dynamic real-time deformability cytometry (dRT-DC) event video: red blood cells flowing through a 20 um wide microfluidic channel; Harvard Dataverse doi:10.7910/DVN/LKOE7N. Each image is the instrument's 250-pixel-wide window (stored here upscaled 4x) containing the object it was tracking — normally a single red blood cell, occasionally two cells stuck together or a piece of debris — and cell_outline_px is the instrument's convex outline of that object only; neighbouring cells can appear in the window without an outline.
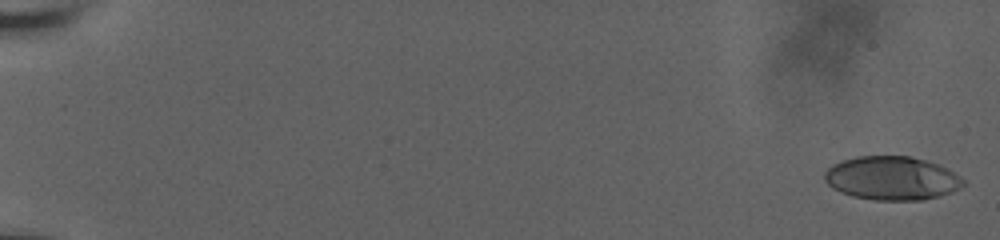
{"species": "human", "species_latin": "Homo sapiens", "temperature_condition": "room temperature", "stored_images_in_passage": 60, "camera_frame_rate_fps": 3000, "um_per_image_px": 0.085, "donor": {"sex": "male"}, "frame": {"image": 1, "passage_image": 2, "time_ms": 0.333, "image_size_px": [1000, 240], "cell_outline_px": [[964, 184], [952, 192], [920, 200], [876, 200], [852, 196], [840, 192], [832, 188], [824, 180], [824, 172], [832, 164], [856, 156], [912, 156], [940, 164], [948, 168], [964, 180]], "centroid_in_image_um": [75.79, 15.14], "position_along_channel_um": 9.2, "area_um2": 35.32}}
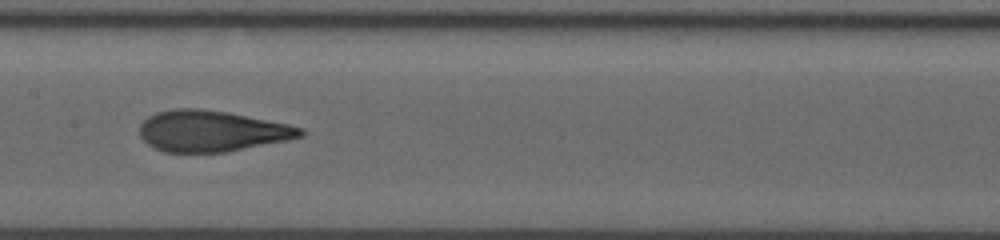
{"frame": {"image": 2, "passage_image": 34, "time_ms": 11.0, "image_size_px": [1000, 240], "cell_outline_px": [[304, 136], [288, 140], [224, 152], [164, 152], [152, 148], [140, 136], [140, 124], [148, 116], [156, 112], [172, 108], [200, 108], [228, 112], [288, 124], [304, 128]], "centroid_in_image_um": [17.97, 11.13], "position_along_channel_um": 189.4, "area_um2": 38.61}}
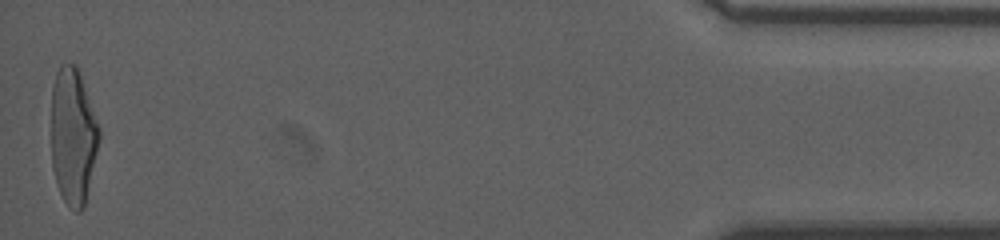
{"frame": {"image": 3, "passage_image": 60, "time_ms": 19.667, "image_size_px": [1000, 240], "cell_outline_px": [[100, 140], [84, 208], [80, 212], [76, 212], [68, 208], [56, 184], [52, 168], [52, 84], [56, 72], [60, 64], [76, 64], [100, 128]], "centroid_in_image_um": [6.21, 11.61], "position_along_channel_um": 429.0, "area_um2": 38.26}, "authors_computed_cell_mechanics": {"area_um2": 37.6278, "velocity_mm_per_s": 3.6991, "shape_relaxation_time_tau1_ms": 6.4893, "shape_relaxation_time_tau2_ms": 1.0031, "deformation_change_tau1": 0.2479, "deformation_change_tau2": 0.0876}}